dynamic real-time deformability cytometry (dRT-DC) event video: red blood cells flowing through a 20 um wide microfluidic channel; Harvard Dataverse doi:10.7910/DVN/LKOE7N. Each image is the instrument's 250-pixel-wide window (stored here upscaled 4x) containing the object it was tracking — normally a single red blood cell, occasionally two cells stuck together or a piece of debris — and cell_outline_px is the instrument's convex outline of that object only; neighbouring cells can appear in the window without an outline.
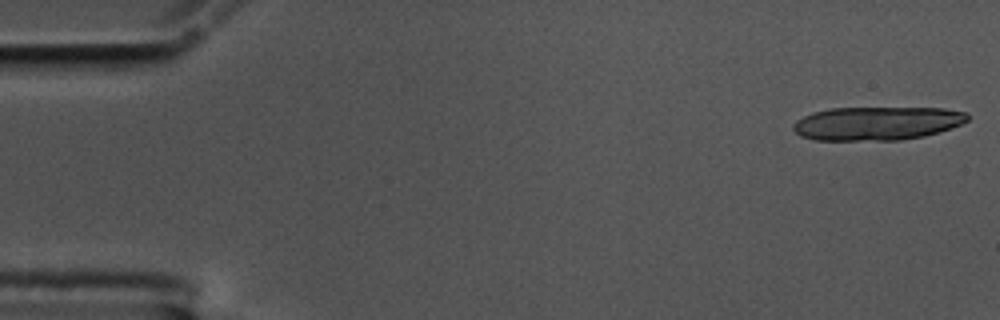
{"species": "common noctule bat (a hibernating species)", "species_latin": "Nyctalus noctula", "temperature_condition": "cold", "stored_images_in_passage": 18, "camera_frame_rate_fps": 3000, "um_per_image_px": 0.085, "animal": {"sex": "male", "body_mass_g": 17.5, "forearm_length_mm": 52.3}, "frame": {"image": 1, "passage_image": 1, "time_ms": 0.0, "image_size_px": [1000, 320], "cell_outline_px": [[968, 120], [960, 124], [924, 136], [900, 140], [816, 140], [800, 136], [792, 128], [792, 124], [796, 120], [812, 112], [828, 108], [944, 108], [968, 112]], "centroid_in_image_um": [74.5, 10.48], "position_along_channel_um": 10.5, "area_um2": 34.1}}